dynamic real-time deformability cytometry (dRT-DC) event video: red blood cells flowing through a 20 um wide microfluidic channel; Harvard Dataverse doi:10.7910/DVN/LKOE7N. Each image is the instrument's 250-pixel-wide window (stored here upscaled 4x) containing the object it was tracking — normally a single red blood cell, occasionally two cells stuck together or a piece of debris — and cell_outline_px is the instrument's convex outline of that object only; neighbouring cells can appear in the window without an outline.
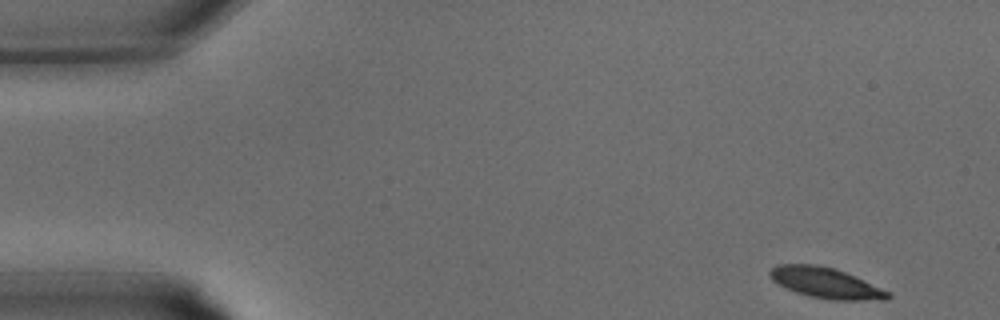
{"species": "common noctule bat (a hibernating species)", "species_latin": "Nyctalus noctula", "temperature_condition": "warm", "stored_images_in_passage": 31, "camera_frame_rate_fps": 3000, "um_per_image_px": 0.085, "animal": {"sex": "male", "body_mass_g": 15.6}, "frame": {"image": 1, "passage_image": 1, "time_ms": 0.0, "image_size_px": [1000, 320], "cell_outline_px": [[892, 296], [888, 300], [832, 300], [812, 296], [796, 292], [772, 280], [768, 272], [776, 264], [816, 264], [836, 268], [880, 288], [888, 292]], "centroid_in_image_um": [70.18, 24.04], "position_along_channel_um": 14.8, "area_um2": 20.75}}
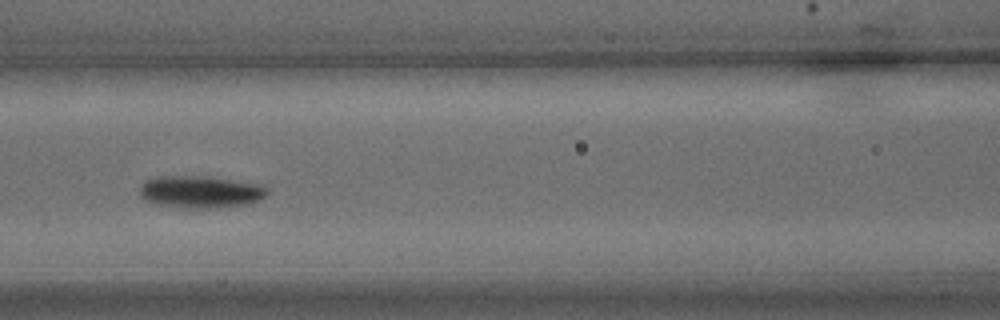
{"frame": {"image": 2, "passage_image": 13, "time_ms": 4.0, "image_size_px": [1000, 320], "cell_outline_px": [[268, 192], [260, 200], [248, 204], [208, 208], [184, 208], [152, 204], [144, 200], [140, 196], [140, 188], [148, 180], [156, 176], [204, 176], [264, 184], [268, 188]], "centroid_in_image_um": [17.05, 16.31], "position_along_channel_um": 149.6, "area_um2": 24.1}}
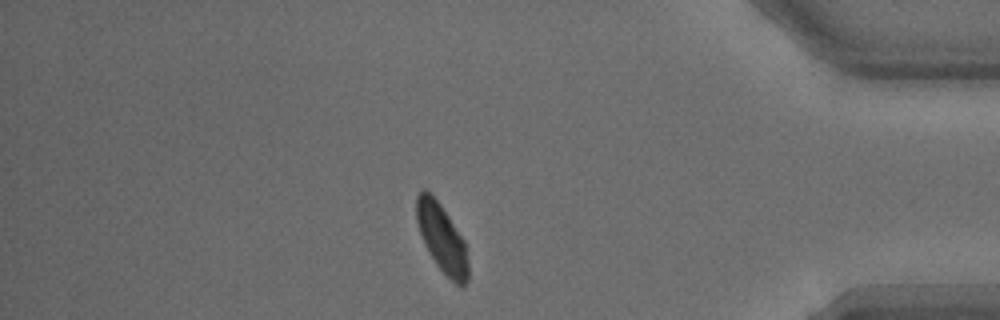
{"frame": {"image": 3, "passage_image": 27, "time_ms": 8.667, "image_size_px": [1000, 320], "cell_outline_px": [[468, 280], [460, 288], [436, 264], [428, 252], [424, 244], [416, 220], [416, 196], [424, 188], [440, 204], [464, 240], [468, 260]], "centroid_in_image_um": [37.56, 20.26], "position_along_channel_um": 397.6, "area_um2": 20.29}}